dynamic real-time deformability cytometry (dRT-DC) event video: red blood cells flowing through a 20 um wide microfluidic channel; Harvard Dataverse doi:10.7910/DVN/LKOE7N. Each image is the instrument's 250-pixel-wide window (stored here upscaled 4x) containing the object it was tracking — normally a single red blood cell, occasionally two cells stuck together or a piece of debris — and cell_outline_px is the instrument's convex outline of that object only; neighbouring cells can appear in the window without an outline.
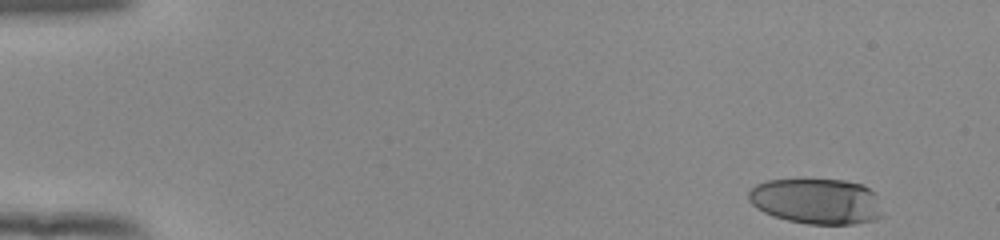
{"species": "human", "species_latin": "Homo sapiens", "temperature_condition": "room temperature", "stored_images_in_passage": 51, "camera_frame_rate_fps": 3000, "um_per_image_px": 0.085, "donor": {"sex": "female"}, "frame": {"image": 1, "passage_image": 1, "time_ms": 0.0, "image_size_px": [1000, 240], "cell_outline_px": [[884, 216], [876, 220], [852, 224], [808, 224], [788, 220], [764, 212], [756, 208], [748, 200], [748, 192], [756, 184], [768, 180], [844, 180], [864, 184], [876, 192]], "centroid_in_image_um": [69.46, 17.1], "position_along_channel_um": 15.5, "area_um2": 35.89}}
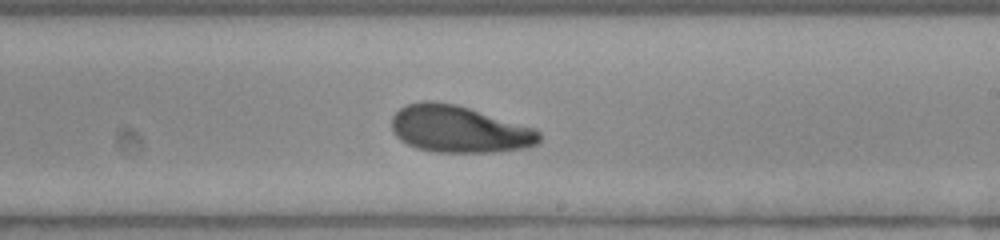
{"frame": {"image": 2, "passage_image": 30, "time_ms": 9.667, "image_size_px": [1000, 240], "cell_outline_px": [[540, 144], [524, 148], [492, 152], [436, 152], [416, 148], [400, 140], [392, 132], [392, 116], [400, 108], [408, 104], [424, 100], [432, 100], [456, 104], [536, 128], [540, 132]], "centroid_in_image_um": [39.02, 10.98], "position_along_channel_um": 250.0, "area_um2": 40.58}}
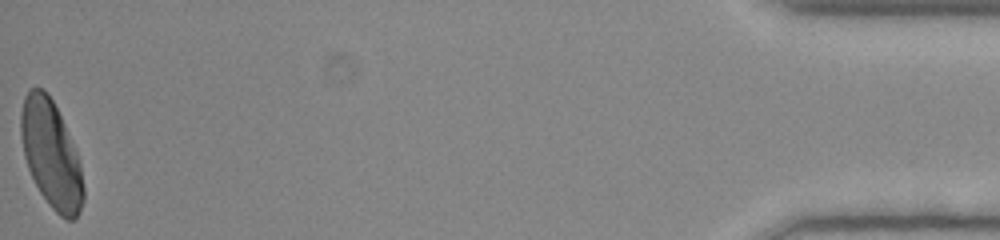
{"frame": {"image": 3, "passage_image": 51, "time_ms": 16.667, "image_size_px": [1000, 240], "cell_outline_px": [[84, 200], [80, 212], [72, 220], [68, 220], [60, 216], [48, 204], [40, 192], [28, 168], [24, 156], [20, 136], [20, 112], [24, 96], [28, 88], [40, 88], [52, 100], [64, 124], [76, 152], [80, 164], [84, 188]], "centroid_in_image_um": [4.33, 13.13], "position_along_channel_um": 430.9, "area_um2": 38.78}, "authors_computed_cell_mechanics": {"area_um2": 39.2462, "velocity_mm_per_s": 3.8564, "shape_relaxation_time_tau1_ms": 4.8429, "shape_relaxation_time_tau2_ms": 2.5119, "deformation_change_tau1": 0.1947, "deformation_change_tau2": 0.0878}}